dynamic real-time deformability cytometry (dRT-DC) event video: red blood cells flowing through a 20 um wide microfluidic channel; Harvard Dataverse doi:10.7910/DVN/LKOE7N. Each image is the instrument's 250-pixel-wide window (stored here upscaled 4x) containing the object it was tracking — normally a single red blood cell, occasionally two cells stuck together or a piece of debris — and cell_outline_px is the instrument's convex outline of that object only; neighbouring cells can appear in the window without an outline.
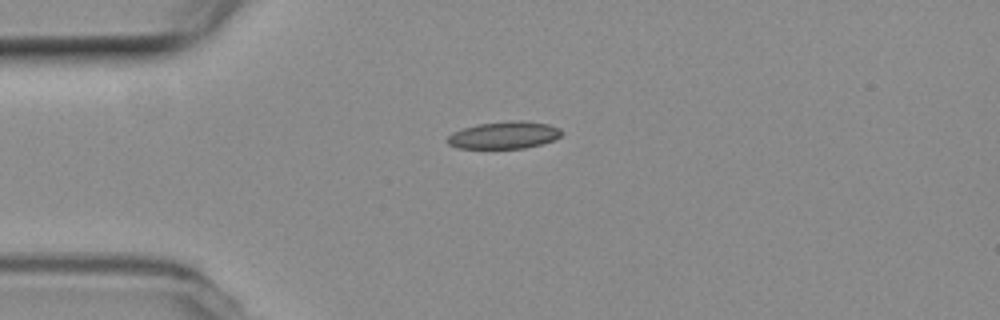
{"species": "common noctule bat (a hibernating species)", "species_latin": "Nyctalus noctula", "temperature_condition": "room temperature", "stored_images_in_passage": 42, "camera_frame_rate_fps": 3000, "um_per_image_px": 0.085, "animal": {"sex": "female", "body_mass_g": 19.3, "forearm_length_mm": 54.1}, "frame": {"image": 1, "passage_image": 1, "time_ms": 0.0, "image_size_px": [1000, 320], "cell_outline_px": [[564, 132], [560, 136], [552, 140], [540, 144], [524, 148], [456, 148], [448, 144], [448, 136], [452, 132], [460, 128], [476, 124], [508, 120], [524, 120], [548, 124], [560, 128]], "centroid_in_image_um": [42.83, 11.46], "position_along_channel_um": 42.2, "area_um2": 18.32}}
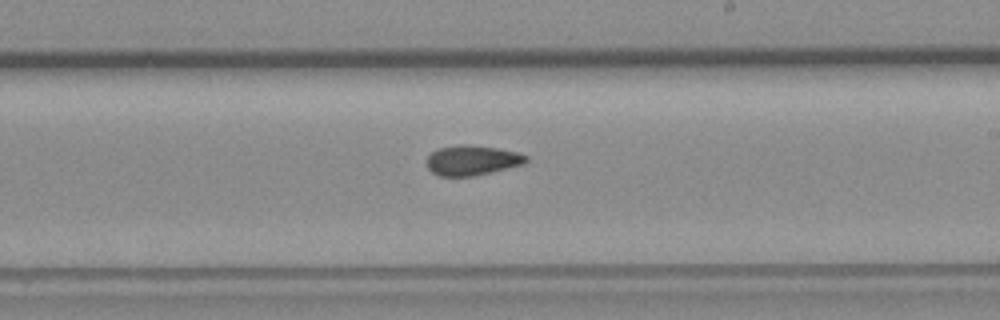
{"frame": {"image": 2, "passage_image": 19, "time_ms": 6.0, "image_size_px": [1000, 320], "cell_outline_px": [[528, 160], [524, 164], [472, 176], [440, 176], [432, 172], [428, 168], [428, 156], [432, 152], [440, 148], [460, 144], [464, 144], [496, 148], [520, 152], [528, 156]], "centroid_in_image_um": [40.16, 13.62], "position_along_channel_um": 248.8, "area_um2": 17.17}}
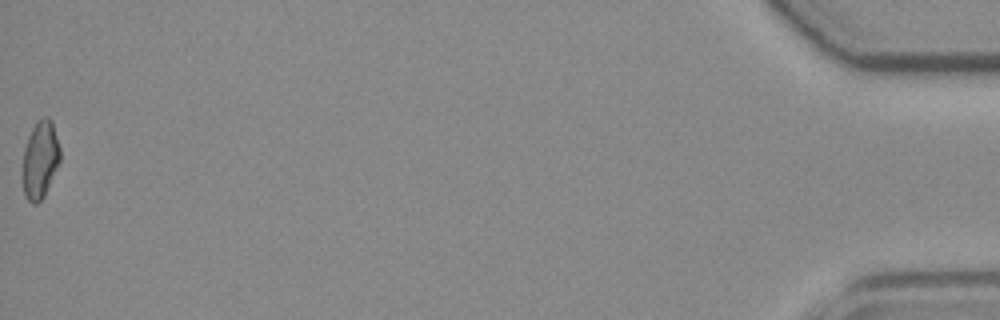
{"frame": {"image": 3, "passage_image": 42, "time_ms": 13.667, "image_size_px": [1000, 320], "cell_outline_px": [[60, 160], [44, 196], [36, 204], [32, 204], [28, 200], [24, 192], [24, 148], [28, 136], [36, 120], [44, 116], [48, 116], [52, 120], [60, 148]], "centroid_in_image_um": [3.43, 13.51], "position_along_channel_um": 431.8, "area_um2": 16.7}, "authors_computed_cell_mechanics": {"area_um2": 17.0799, "velocity_mm_per_s": 3.7998, "shape_relaxation_time_tau1_ms": null, "shape_relaxation_time_tau2_ms": 3.8776, "deformation_change_tau1": null, "deformation_change_tau2": 0.1036}}